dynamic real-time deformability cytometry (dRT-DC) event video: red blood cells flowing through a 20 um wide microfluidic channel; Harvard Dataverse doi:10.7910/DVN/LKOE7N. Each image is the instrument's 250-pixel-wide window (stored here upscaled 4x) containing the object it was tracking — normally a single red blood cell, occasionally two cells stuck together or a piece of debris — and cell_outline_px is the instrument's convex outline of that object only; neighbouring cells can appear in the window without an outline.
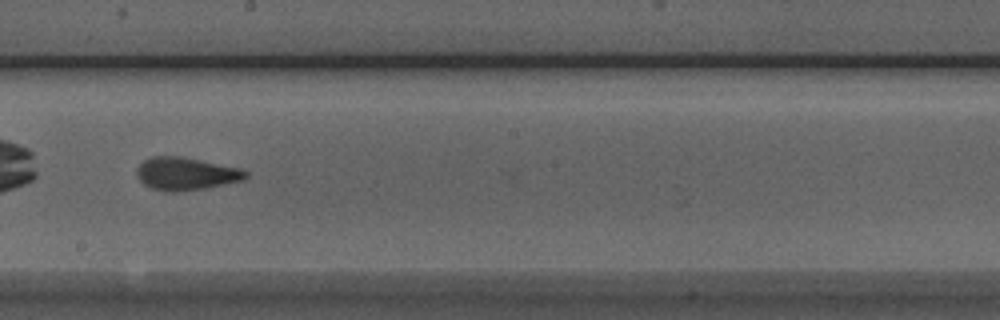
{"species": "Egyptian fruit bat (a non-hibernating species)", "species_latin": "Rousettus aegyptiacus", "temperature_condition": "room temperature", "stored_images_in_passage": 23, "camera_frame_rate_fps": 3000, "um_per_image_px": 0.085, "animal": {"sex": "male"}, "frame": {"image": 1, "passage_image": 12, "time_ms": 3.667, "image_size_px": [1000, 320], "cell_outline_px": [[248, 176], [244, 180], [204, 188], [176, 192], [164, 192], [152, 188], [144, 184], [136, 176], [136, 168], [144, 160], [152, 156], [180, 156], [240, 168], [248, 172]], "centroid_in_image_um": [15.78, 14.77], "position_along_channel_um": 232.4, "area_um2": 20.81}}
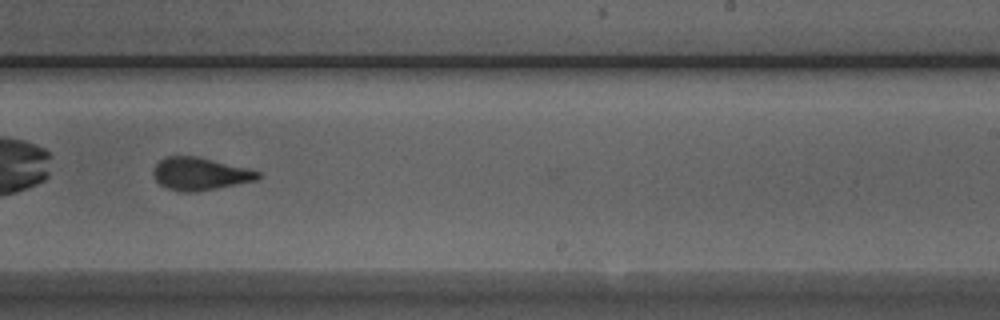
{"frame": {"image": 2, "passage_image": 15, "time_ms": 4.667, "image_size_px": [1000, 320], "cell_outline_px": [[264, 176], [256, 180], [196, 192], [180, 192], [168, 188], [160, 184], [156, 180], [152, 172], [152, 168], [164, 156], [196, 156], [248, 168], [260, 172]], "centroid_in_image_um": [16.99, 14.77], "position_along_channel_um": 272.0, "area_um2": 19.94}}